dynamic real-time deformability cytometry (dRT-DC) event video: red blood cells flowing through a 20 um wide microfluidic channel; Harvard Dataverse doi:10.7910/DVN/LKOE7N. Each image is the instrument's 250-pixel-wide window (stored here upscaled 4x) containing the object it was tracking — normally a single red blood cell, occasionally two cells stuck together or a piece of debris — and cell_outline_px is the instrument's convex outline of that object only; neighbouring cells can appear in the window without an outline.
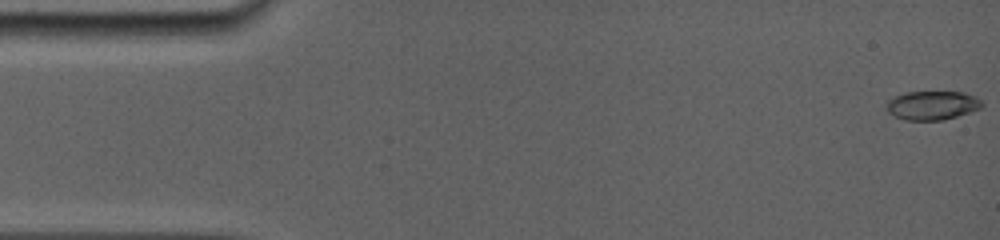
{"species": "common noctule bat (a hibernating species)", "species_latin": "Nyctalus noctula", "temperature_condition": "room temperature", "stored_images_in_passage": 100, "camera_frame_rate_fps": 5000, "um_per_image_px": 0.085, "animal": {"sex": "female", "body_mass_g": 19.0, "forearm_length_mm": 56.7}, "frame": {"image": 1, "passage_image": 1, "time_ms": 0.0, "image_size_px": [1000, 240], "cell_outline_px": [[984, 104], [980, 108], [944, 120], [904, 120], [888, 112], [884, 104], [888, 100], [904, 92], [964, 92], [976, 96]], "centroid_in_image_um": [79.22, 8.95], "position_along_channel_um": 5.8, "area_um2": 16.07}}
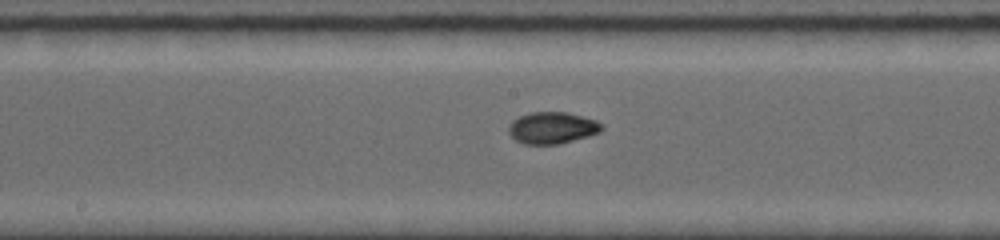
{"frame": {"image": 2, "passage_image": 56, "time_ms": 8.4, "image_size_px": [1000, 240], "cell_outline_px": [[604, 128], [600, 132], [588, 136], [560, 144], [524, 144], [516, 140], [508, 132], [508, 124], [512, 120], [520, 116], [532, 112], [568, 112], [596, 120], [604, 124]], "centroid_in_image_um": [46.95, 10.86], "position_along_channel_um": 201.2, "area_um2": 17.34}}
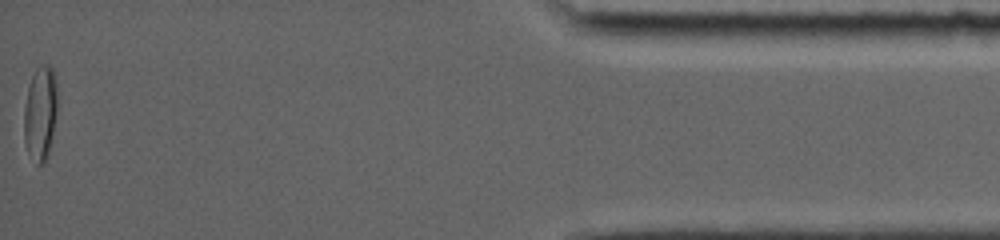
{"frame": {"image": 3, "passage_image": 99, "time_ms": 16.2, "image_size_px": [1000, 240], "cell_outline_px": [[56, 112], [52, 136], [48, 156], [40, 164], [36, 164], [28, 152], [24, 140], [24, 108], [28, 88], [32, 76], [36, 68], [40, 64], [48, 64], [52, 68], [56, 80]], "centroid_in_image_um": [3.42, 9.59], "position_along_channel_um": 431.8, "area_um2": 18.21}, "authors_computed_cell_mechanics": {"area_um2": 16.473, "velocity_mm_per_s": 3.877, "shape_relaxation_time_tau1_ms": 6.9717, "shape_relaxation_time_tau2_ms": null, "deformation_change_tau1": 0.2253, "deformation_change_tau2": null}}